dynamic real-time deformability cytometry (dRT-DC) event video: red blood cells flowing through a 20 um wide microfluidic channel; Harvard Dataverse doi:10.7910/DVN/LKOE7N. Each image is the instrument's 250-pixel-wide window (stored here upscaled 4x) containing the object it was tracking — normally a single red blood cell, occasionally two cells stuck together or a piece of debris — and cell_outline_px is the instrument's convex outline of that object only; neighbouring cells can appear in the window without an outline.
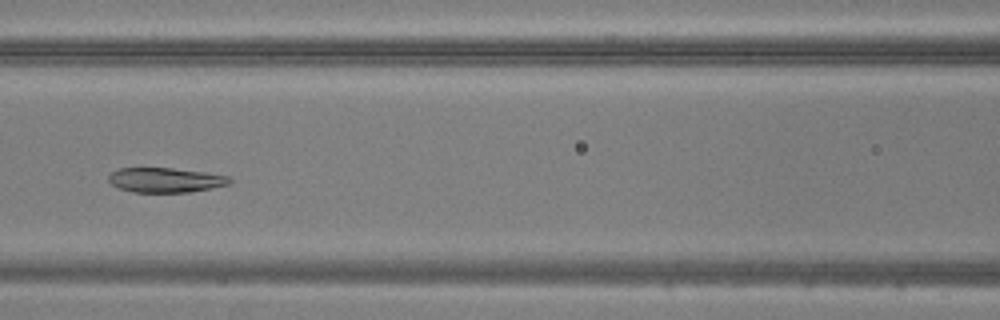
{"species": "common noctule bat (a hibernating species)", "species_latin": "Nyctalus noctula", "temperature_condition": "warm", "stored_images_in_passage": 36, "camera_frame_rate_fps": 3000, "um_per_image_px": 0.085, "animal": {"sex": "male", "body_mass_g": 20.5, "forearm_length_mm": 52.5}, "frame": {"image": 1, "passage_image": 9, "time_ms": 2.667, "image_size_px": [1000, 320], "cell_outline_px": [[232, 184], [212, 188], [188, 192], [132, 192], [120, 188], [112, 184], [108, 180], [108, 176], [112, 172], [120, 168], [172, 168], [204, 172], [228, 176], [232, 180]], "centroid_in_image_um": [14.09, 15.3], "position_along_channel_um": 152.5, "area_um2": 17.4}}
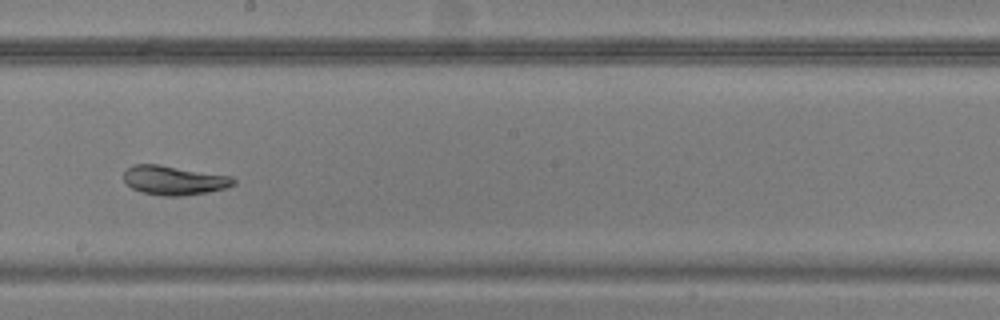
{"frame": {"image": 2, "passage_image": 15, "time_ms": 4.667, "image_size_px": [1000, 320], "cell_outline_px": [[236, 184], [224, 188], [208, 192], [180, 196], [164, 196], [140, 192], [132, 188], [124, 180], [124, 172], [132, 164], [156, 164], [232, 176], [236, 180]], "centroid_in_image_um": [14.79, 15.33], "position_along_channel_um": 233.4, "area_um2": 18.61}}
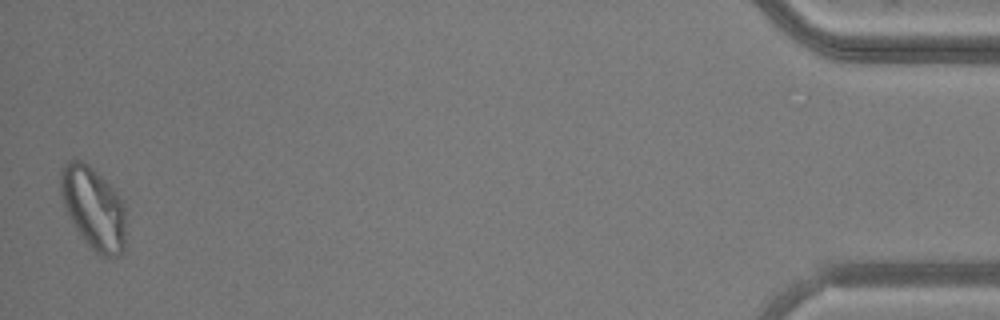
{"frame": {"image": 3, "passage_image": 36, "time_ms": 11.667, "image_size_px": [1000, 320], "cell_outline_px": [[124, 248], [120, 256], [100, 256], [80, 236], [64, 208], [60, 196], [60, 168], [72, 156], [88, 164], [120, 196], [124, 204]], "centroid_in_image_um": [7.9, 17.65], "position_along_channel_um": 427.3, "area_um2": 31.39}}